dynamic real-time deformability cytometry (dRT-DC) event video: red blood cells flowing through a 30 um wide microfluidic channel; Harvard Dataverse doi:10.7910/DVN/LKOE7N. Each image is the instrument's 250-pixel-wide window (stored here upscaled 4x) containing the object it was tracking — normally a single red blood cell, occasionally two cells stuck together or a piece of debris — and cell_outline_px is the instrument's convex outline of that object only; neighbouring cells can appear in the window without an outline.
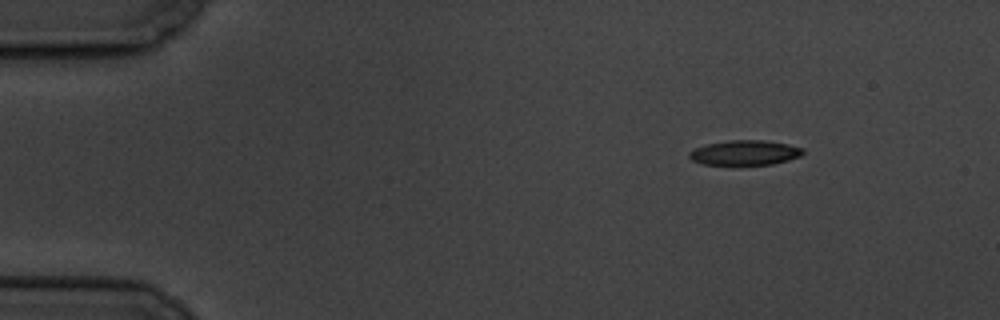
{"species": "common noctule bat (a hibernating species)", "species_latin": "Nyctalus noctula", "temperature_condition": "cold", "stored_images_in_passage": 5, "camera_frame_rate_fps": 3000, "um_per_image_px": 0.085, "animal": {"sex": "male", "body_mass_g": 19.5, "forearm_length_mm": 54.6}, "frame": {"image": 1, "passage_image": 2, "time_ms": 1.0, "image_size_px": [1000, 320], "cell_outline_px": [[804, 152], [800, 156], [788, 160], [772, 164], [732, 168], [704, 164], [692, 160], [688, 156], [688, 152], [696, 148], [708, 144], [728, 140], [764, 140], [788, 144], [804, 148]], "centroid_in_image_um": [63.29, 13.03], "position_along_channel_um": 21.7, "area_um2": 17.28}}
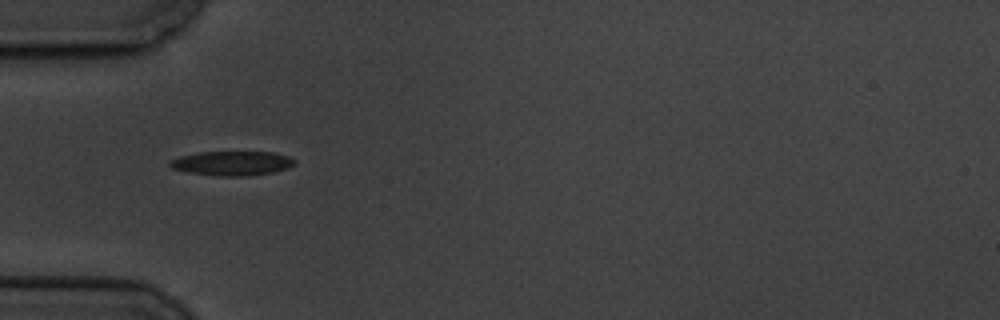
{"frame": {"image": 2, "passage_image": 5, "time_ms": 4.667, "image_size_px": [1000, 320], "cell_outline_px": [[296, 164], [288, 168], [272, 172], [244, 176], [220, 176], [188, 172], [172, 168], [168, 164], [168, 160], [180, 156], [200, 152], [276, 152], [288, 156], [296, 160]], "centroid_in_image_um": [19.73, 13.87], "position_along_channel_um": 65.3, "area_um2": 17.74}}